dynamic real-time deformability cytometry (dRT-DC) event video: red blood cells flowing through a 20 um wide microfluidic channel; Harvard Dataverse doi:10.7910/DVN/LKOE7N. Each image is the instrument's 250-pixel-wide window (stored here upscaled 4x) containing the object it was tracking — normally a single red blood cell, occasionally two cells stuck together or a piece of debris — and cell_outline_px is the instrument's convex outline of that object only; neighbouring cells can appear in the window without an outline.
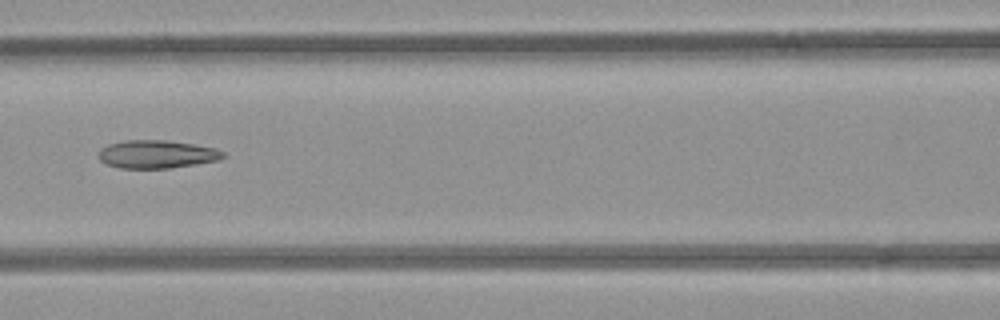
{"species": "common noctule bat (a hibernating species)", "species_latin": "Nyctalus noctula", "temperature_condition": "room temperature", "stored_images_in_passage": 5, "camera_frame_rate_fps": 3000, "um_per_image_px": 0.085, "animal": {"sex": "female", "body_mass_g": 21.9}, "frame": {"image": 1, "passage_image": 5, "time_ms": 4.667, "image_size_px": [1000, 320], "cell_outline_px": [[228, 156], [220, 160], [196, 164], [168, 168], [120, 168], [108, 164], [100, 160], [96, 156], [96, 152], [100, 148], [108, 144], [124, 140], [168, 140], [216, 148], [224, 152]], "centroid_in_image_um": [13.32, 13.1], "position_along_channel_um": 153.3, "area_um2": 20.63}}